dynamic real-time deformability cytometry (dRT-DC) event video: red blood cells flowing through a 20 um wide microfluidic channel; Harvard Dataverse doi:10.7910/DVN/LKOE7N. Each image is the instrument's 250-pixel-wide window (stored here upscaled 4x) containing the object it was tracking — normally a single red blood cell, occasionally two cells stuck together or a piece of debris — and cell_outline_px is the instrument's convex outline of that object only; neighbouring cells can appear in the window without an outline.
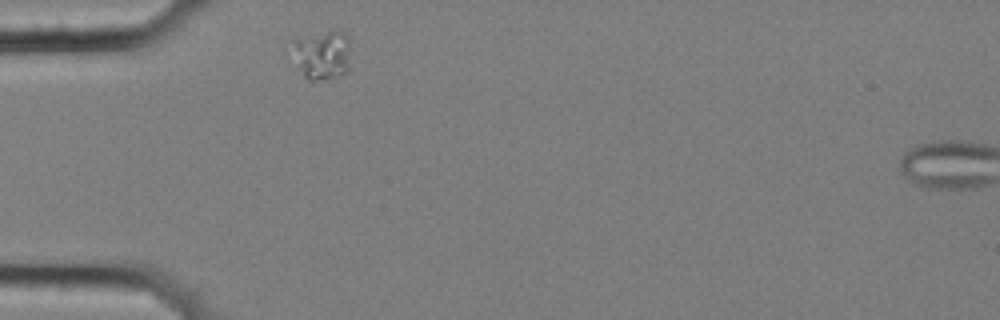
{"species": "common noctule bat (a hibernating species)", "species_latin": "Nyctalus noctula", "temperature_condition": "cold", "stored_images_in_passage": 35, "camera_frame_rate_fps": 3000, "um_per_image_px": 0.085, "animal": {"sex": "female", "body_mass_g": 25.1}, "frame": {"image": 1, "passage_image": 1, "time_ms": 0.0, "image_size_px": [1000, 320], "cell_outline_px": [[348, 72], [340, 76], [316, 80], [308, 80], [284, 56], [280, 48], [296, 40], [336, 28], [344, 32], [348, 36]], "centroid_in_image_um": [27.18, 4.66], "position_along_channel_um": 57.8, "area_um2": 18.09}}
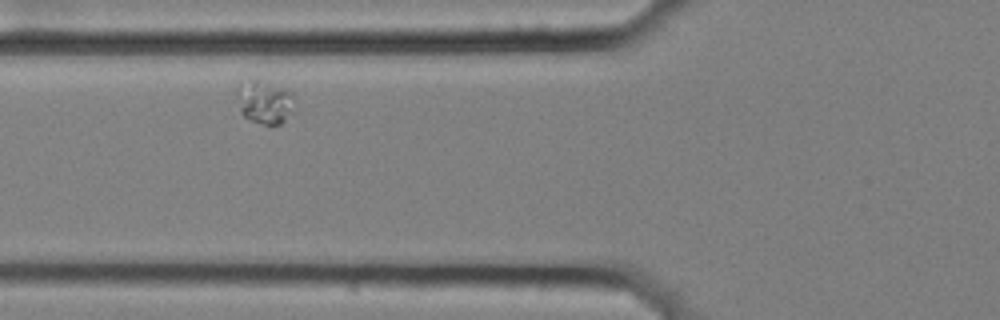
{"frame": {"image": 2, "passage_image": 6, "time_ms": 1.667, "image_size_px": [1000, 320], "cell_outline_px": [[292, 96], [284, 120], [280, 124], [264, 124], [252, 120], [244, 116], [240, 112], [236, 92], [236, 84], [240, 80], [256, 80], [284, 88], [292, 92]], "centroid_in_image_um": [22.35, 8.62], "position_along_channel_um": 103.5, "area_um2": 13.93}}